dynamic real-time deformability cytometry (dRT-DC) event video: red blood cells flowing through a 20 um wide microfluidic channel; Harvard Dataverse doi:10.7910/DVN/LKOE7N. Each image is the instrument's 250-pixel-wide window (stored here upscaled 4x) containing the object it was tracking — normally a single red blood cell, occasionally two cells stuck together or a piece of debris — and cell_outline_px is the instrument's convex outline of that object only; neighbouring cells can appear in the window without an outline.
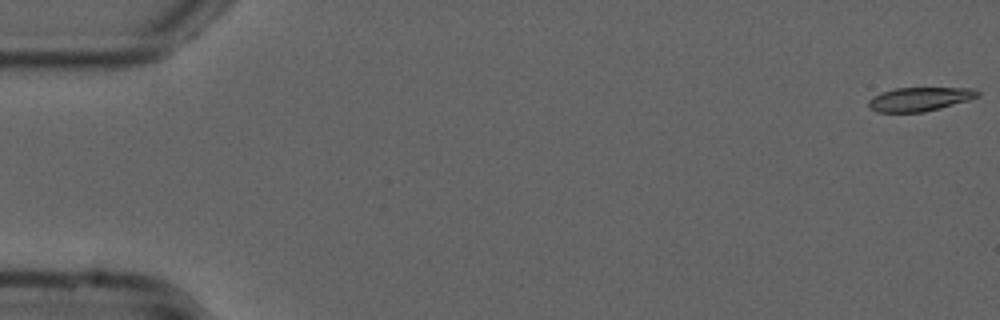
{"species": "common noctule bat (a hibernating species)", "species_latin": "Nyctalus noctula", "temperature_condition": "cold", "stored_images_in_passage": 54, "camera_frame_rate_fps": 3000, "um_per_image_px": 0.085, "animal": {"sex": "male", "forearm_length_mm": 52.5}, "frame": {"image": 1, "passage_image": 1, "time_ms": 0.0, "image_size_px": [1000, 320], "cell_outline_px": [[980, 96], [968, 100], [940, 108], [924, 112], [876, 112], [868, 104], [868, 100], [872, 96], [896, 88], [976, 88], [980, 92]], "centroid_in_image_um": [78.2, 8.42], "position_along_channel_um": 6.8, "area_um2": 15.09}}
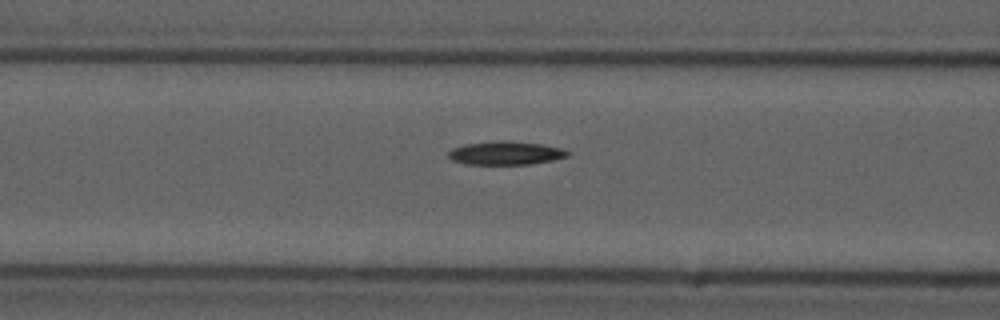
{"frame": {"image": 2, "passage_image": 22, "time_ms": 7.0, "image_size_px": [1000, 320], "cell_outline_px": [[572, 152], [568, 156], [552, 160], [532, 164], [464, 164], [452, 160], [448, 156], [448, 152], [452, 148], [464, 144], [496, 140], [504, 140], [540, 144], [560, 148]], "centroid_in_image_um": [42.96, 13.0], "position_along_channel_um": 123.6, "area_um2": 16.36}}
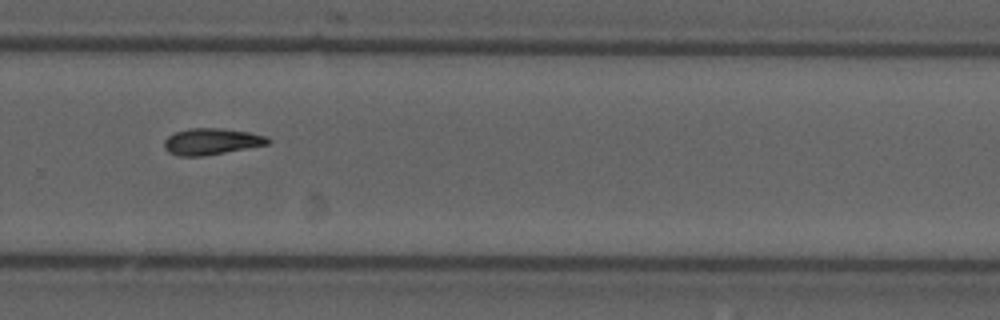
{"frame": {"image": 3, "passage_image": 37, "time_ms": 12.0, "image_size_px": [1000, 320], "cell_outline_px": [[272, 140], [268, 144], [204, 156], [180, 156], [168, 152], [164, 148], [164, 140], [168, 136], [176, 132], [188, 128], [220, 128], [248, 132], [268, 136]], "centroid_in_image_um": [17.97, 12.02], "position_along_channel_um": 311.8, "area_um2": 15.95}}